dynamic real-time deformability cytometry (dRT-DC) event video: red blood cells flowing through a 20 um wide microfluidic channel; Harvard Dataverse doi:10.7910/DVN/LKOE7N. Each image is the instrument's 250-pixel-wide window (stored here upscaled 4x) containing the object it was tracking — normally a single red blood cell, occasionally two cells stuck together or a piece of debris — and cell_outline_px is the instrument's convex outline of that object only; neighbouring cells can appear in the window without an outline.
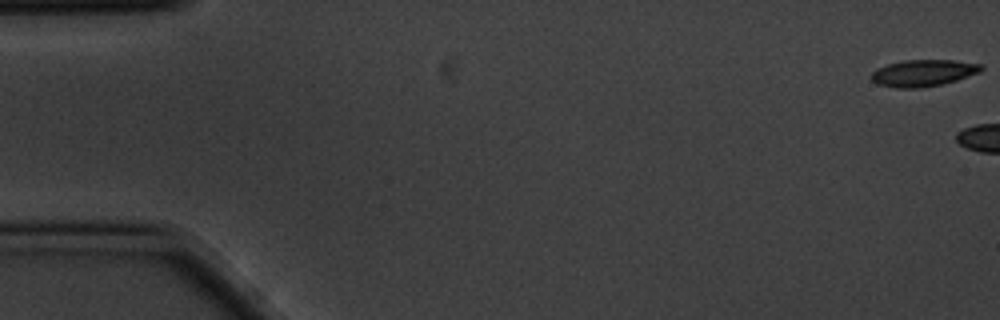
{"species": "common noctule bat (a hibernating species)", "species_latin": "Nyctalus noctula", "temperature_condition": "cold", "stored_images_in_passage": 4, "camera_frame_rate_fps": 3000, "um_per_image_px": 0.085, "animal": {"sex": "male", "body_mass_g": 20.1, "forearm_length_mm": 53.5}, "frame": {"image": 1, "passage_image": 1, "time_ms": 0.0, "image_size_px": [1000, 320], "cell_outline_px": [[984, 68], [980, 72], [956, 80], [940, 84], [920, 88], [896, 88], [876, 84], [872, 80], [872, 72], [876, 68], [888, 64], [904, 60], [952, 60], [984, 64]], "centroid_in_image_um": [78.48, 6.2], "position_along_channel_um": 6.5, "area_um2": 17.11}}